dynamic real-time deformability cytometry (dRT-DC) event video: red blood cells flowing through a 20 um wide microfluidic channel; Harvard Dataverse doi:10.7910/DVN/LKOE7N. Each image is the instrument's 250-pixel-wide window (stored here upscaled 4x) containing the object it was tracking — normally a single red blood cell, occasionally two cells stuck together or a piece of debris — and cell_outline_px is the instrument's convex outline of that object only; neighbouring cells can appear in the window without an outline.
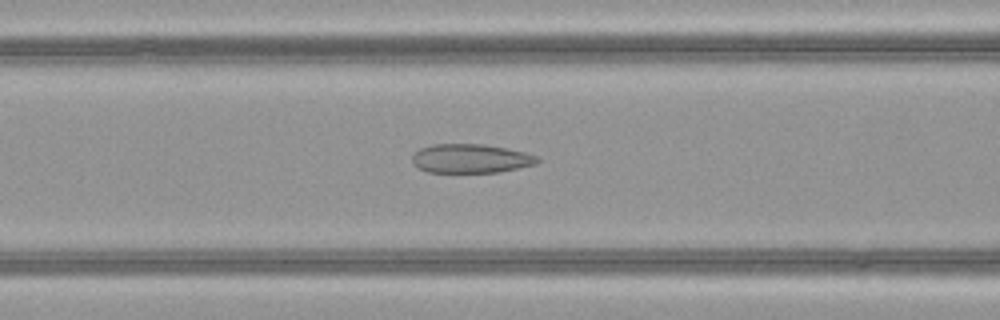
{"species": "common noctule bat (a hibernating species)", "species_latin": "Nyctalus noctula", "temperature_condition": "warm", "stored_images_in_passage": 13, "camera_frame_rate_fps": 3000, "um_per_image_px": 0.085, "animal": {"sex": "female", "body_mass_g": 21.9}, "frame": {"image": 1, "passage_image": 8, "time_ms": 2.333, "image_size_px": [1000, 320], "cell_outline_px": [[540, 160], [536, 164], [500, 172], [428, 172], [416, 168], [412, 164], [412, 156], [420, 148], [432, 144], [484, 144], [524, 152], [536, 156]], "centroid_in_image_um": [39.97, 13.48], "position_along_channel_um": 126.6, "area_um2": 21.15}}
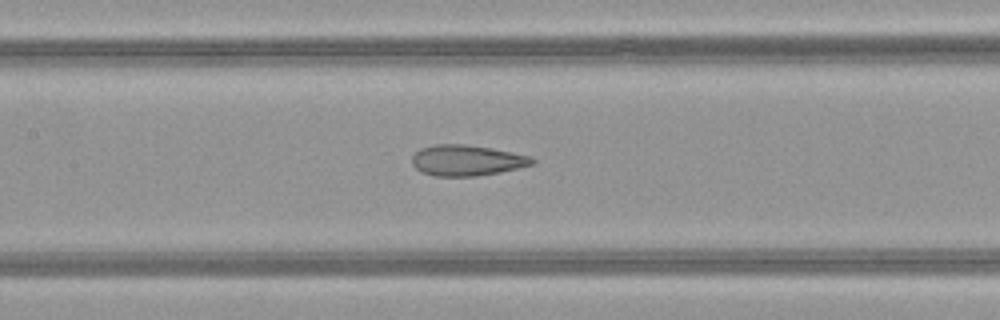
{"frame": {"image": 2, "passage_image": 11, "time_ms": 3.333, "image_size_px": [1000, 320], "cell_outline_px": [[536, 164], [500, 172], [476, 176], [436, 176], [420, 172], [412, 164], [412, 156], [420, 148], [436, 144], [464, 144], [492, 148], [532, 156], [536, 160]], "centroid_in_image_um": [39.7, 13.63], "position_along_channel_um": 167.7, "area_um2": 21.73}}